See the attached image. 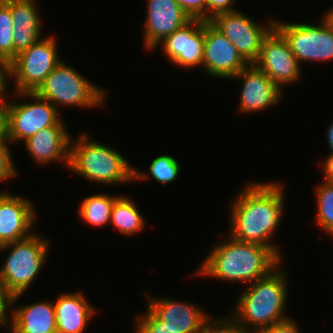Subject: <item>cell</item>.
<instances>
[{
	"instance_id": "6da1fadb",
	"label": "cell",
	"mask_w": 333,
	"mask_h": 333,
	"mask_svg": "<svg viewBox=\"0 0 333 333\" xmlns=\"http://www.w3.org/2000/svg\"><path fill=\"white\" fill-rule=\"evenodd\" d=\"M242 190L230 204L231 226L228 235L240 242L268 247L281 259L278 246L271 240L285 209L283 186L275 181L250 182Z\"/></svg>"
},
{
	"instance_id": "7a4b0ae2",
	"label": "cell",
	"mask_w": 333,
	"mask_h": 333,
	"mask_svg": "<svg viewBox=\"0 0 333 333\" xmlns=\"http://www.w3.org/2000/svg\"><path fill=\"white\" fill-rule=\"evenodd\" d=\"M194 275L226 280L248 282L267 276L281 262L270 248L257 243L240 242L228 235L216 244L203 260Z\"/></svg>"
},
{
	"instance_id": "3957f363",
	"label": "cell",
	"mask_w": 333,
	"mask_h": 333,
	"mask_svg": "<svg viewBox=\"0 0 333 333\" xmlns=\"http://www.w3.org/2000/svg\"><path fill=\"white\" fill-rule=\"evenodd\" d=\"M280 266L281 263L267 276L244 287L233 308L232 316L253 333L289 318L285 312L289 295L287 273Z\"/></svg>"
},
{
	"instance_id": "277c9868",
	"label": "cell",
	"mask_w": 333,
	"mask_h": 333,
	"mask_svg": "<svg viewBox=\"0 0 333 333\" xmlns=\"http://www.w3.org/2000/svg\"><path fill=\"white\" fill-rule=\"evenodd\" d=\"M71 139L68 169L84 179L101 185L133 181L134 167L112 147L90 139L87 133Z\"/></svg>"
},
{
	"instance_id": "5b68a950",
	"label": "cell",
	"mask_w": 333,
	"mask_h": 333,
	"mask_svg": "<svg viewBox=\"0 0 333 333\" xmlns=\"http://www.w3.org/2000/svg\"><path fill=\"white\" fill-rule=\"evenodd\" d=\"M49 241L33 233L29 237L0 246L11 249L0 267V279L14 296L12 304L23 296L41 271L49 252Z\"/></svg>"
},
{
	"instance_id": "8992f818",
	"label": "cell",
	"mask_w": 333,
	"mask_h": 333,
	"mask_svg": "<svg viewBox=\"0 0 333 333\" xmlns=\"http://www.w3.org/2000/svg\"><path fill=\"white\" fill-rule=\"evenodd\" d=\"M49 100L58 110V105L80 108L103 106L105 91L98 87L75 68L61 61L35 91Z\"/></svg>"
},
{
	"instance_id": "52a82bcc",
	"label": "cell",
	"mask_w": 333,
	"mask_h": 333,
	"mask_svg": "<svg viewBox=\"0 0 333 333\" xmlns=\"http://www.w3.org/2000/svg\"><path fill=\"white\" fill-rule=\"evenodd\" d=\"M12 96L33 101H9L6 110V137L13 145L24 142L41 129L55 125L62 114L49 100L36 92H14Z\"/></svg>"
},
{
	"instance_id": "ba28073f",
	"label": "cell",
	"mask_w": 333,
	"mask_h": 333,
	"mask_svg": "<svg viewBox=\"0 0 333 333\" xmlns=\"http://www.w3.org/2000/svg\"><path fill=\"white\" fill-rule=\"evenodd\" d=\"M56 41L54 35L45 36L9 63L10 77L15 81L13 92H35L62 61Z\"/></svg>"
},
{
	"instance_id": "9c48e42d",
	"label": "cell",
	"mask_w": 333,
	"mask_h": 333,
	"mask_svg": "<svg viewBox=\"0 0 333 333\" xmlns=\"http://www.w3.org/2000/svg\"><path fill=\"white\" fill-rule=\"evenodd\" d=\"M274 28L287 41L299 64L333 60V33L323 19L317 25L275 20Z\"/></svg>"
},
{
	"instance_id": "30bf717a",
	"label": "cell",
	"mask_w": 333,
	"mask_h": 333,
	"mask_svg": "<svg viewBox=\"0 0 333 333\" xmlns=\"http://www.w3.org/2000/svg\"><path fill=\"white\" fill-rule=\"evenodd\" d=\"M210 22L230 40L248 64H253L258 58L264 38L274 28L275 19H269L267 25L263 26L236 10L219 13Z\"/></svg>"
},
{
	"instance_id": "8fae6325",
	"label": "cell",
	"mask_w": 333,
	"mask_h": 333,
	"mask_svg": "<svg viewBox=\"0 0 333 333\" xmlns=\"http://www.w3.org/2000/svg\"><path fill=\"white\" fill-rule=\"evenodd\" d=\"M283 91V86L300 79L301 65L284 37L273 28L264 38L257 60L253 63Z\"/></svg>"
},
{
	"instance_id": "7c38bea8",
	"label": "cell",
	"mask_w": 333,
	"mask_h": 333,
	"mask_svg": "<svg viewBox=\"0 0 333 333\" xmlns=\"http://www.w3.org/2000/svg\"><path fill=\"white\" fill-rule=\"evenodd\" d=\"M247 65L230 40L210 21H205L202 69L212 77L231 79Z\"/></svg>"
},
{
	"instance_id": "4fadbf2b",
	"label": "cell",
	"mask_w": 333,
	"mask_h": 333,
	"mask_svg": "<svg viewBox=\"0 0 333 333\" xmlns=\"http://www.w3.org/2000/svg\"><path fill=\"white\" fill-rule=\"evenodd\" d=\"M204 22V20L191 19L158 43L162 45L165 55L172 64L183 68L202 67Z\"/></svg>"
},
{
	"instance_id": "5bb4252c",
	"label": "cell",
	"mask_w": 333,
	"mask_h": 333,
	"mask_svg": "<svg viewBox=\"0 0 333 333\" xmlns=\"http://www.w3.org/2000/svg\"><path fill=\"white\" fill-rule=\"evenodd\" d=\"M231 79L241 80L239 111L254 113L279 104L283 91L254 64H248ZM243 79V80H242Z\"/></svg>"
},
{
	"instance_id": "9a60e30c",
	"label": "cell",
	"mask_w": 333,
	"mask_h": 333,
	"mask_svg": "<svg viewBox=\"0 0 333 333\" xmlns=\"http://www.w3.org/2000/svg\"><path fill=\"white\" fill-rule=\"evenodd\" d=\"M34 210V205L23 195L0 191V246L34 233L31 227L38 217Z\"/></svg>"
},
{
	"instance_id": "2e32d148",
	"label": "cell",
	"mask_w": 333,
	"mask_h": 333,
	"mask_svg": "<svg viewBox=\"0 0 333 333\" xmlns=\"http://www.w3.org/2000/svg\"><path fill=\"white\" fill-rule=\"evenodd\" d=\"M146 5L143 39L150 51L155 50L159 42L191 20L176 0H148Z\"/></svg>"
},
{
	"instance_id": "e0dca14e",
	"label": "cell",
	"mask_w": 333,
	"mask_h": 333,
	"mask_svg": "<svg viewBox=\"0 0 333 333\" xmlns=\"http://www.w3.org/2000/svg\"><path fill=\"white\" fill-rule=\"evenodd\" d=\"M61 118L55 125L41 129L24 141V147L39 165L61 161L69 167L71 135Z\"/></svg>"
},
{
	"instance_id": "ac0fdd59",
	"label": "cell",
	"mask_w": 333,
	"mask_h": 333,
	"mask_svg": "<svg viewBox=\"0 0 333 333\" xmlns=\"http://www.w3.org/2000/svg\"><path fill=\"white\" fill-rule=\"evenodd\" d=\"M148 309L161 321L165 326L179 333H198L201 326L210 315L204 313L201 307L175 301L170 298L152 297L146 293Z\"/></svg>"
},
{
	"instance_id": "d6986e66",
	"label": "cell",
	"mask_w": 333,
	"mask_h": 333,
	"mask_svg": "<svg viewBox=\"0 0 333 333\" xmlns=\"http://www.w3.org/2000/svg\"><path fill=\"white\" fill-rule=\"evenodd\" d=\"M57 333H84L95 308L81 292L63 293L54 302Z\"/></svg>"
},
{
	"instance_id": "ffe728a7",
	"label": "cell",
	"mask_w": 333,
	"mask_h": 333,
	"mask_svg": "<svg viewBox=\"0 0 333 333\" xmlns=\"http://www.w3.org/2000/svg\"><path fill=\"white\" fill-rule=\"evenodd\" d=\"M36 0H10L13 21L14 58L40 40L42 23L35 5Z\"/></svg>"
},
{
	"instance_id": "44dd1931",
	"label": "cell",
	"mask_w": 333,
	"mask_h": 333,
	"mask_svg": "<svg viewBox=\"0 0 333 333\" xmlns=\"http://www.w3.org/2000/svg\"><path fill=\"white\" fill-rule=\"evenodd\" d=\"M11 313V333H57L54 301L25 304Z\"/></svg>"
},
{
	"instance_id": "7402d4cb",
	"label": "cell",
	"mask_w": 333,
	"mask_h": 333,
	"mask_svg": "<svg viewBox=\"0 0 333 333\" xmlns=\"http://www.w3.org/2000/svg\"><path fill=\"white\" fill-rule=\"evenodd\" d=\"M143 215L138 210L131 198L119 196L111 209L110 224L122 235H136L145 224Z\"/></svg>"
},
{
	"instance_id": "603a6c76",
	"label": "cell",
	"mask_w": 333,
	"mask_h": 333,
	"mask_svg": "<svg viewBox=\"0 0 333 333\" xmlns=\"http://www.w3.org/2000/svg\"><path fill=\"white\" fill-rule=\"evenodd\" d=\"M119 196L95 194L81 200L78 215L90 226L100 227L110 224L111 209Z\"/></svg>"
},
{
	"instance_id": "cb8c5ba5",
	"label": "cell",
	"mask_w": 333,
	"mask_h": 333,
	"mask_svg": "<svg viewBox=\"0 0 333 333\" xmlns=\"http://www.w3.org/2000/svg\"><path fill=\"white\" fill-rule=\"evenodd\" d=\"M148 173L134 167L133 179H155L160 184H169L177 179L180 172L179 162L170 155H159L150 162ZM151 175V176H150Z\"/></svg>"
},
{
	"instance_id": "d4e9b609",
	"label": "cell",
	"mask_w": 333,
	"mask_h": 333,
	"mask_svg": "<svg viewBox=\"0 0 333 333\" xmlns=\"http://www.w3.org/2000/svg\"><path fill=\"white\" fill-rule=\"evenodd\" d=\"M315 189L316 221L318 226L329 234L333 230V183L322 181Z\"/></svg>"
},
{
	"instance_id": "484cf974",
	"label": "cell",
	"mask_w": 333,
	"mask_h": 333,
	"mask_svg": "<svg viewBox=\"0 0 333 333\" xmlns=\"http://www.w3.org/2000/svg\"><path fill=\"white\" fill-rule=\"evenodd\" d=\"M13 26L10 0H0V61L8 64L14 59Z\"/></svg>"
},
{
	"instance_id": "4316f807",
	"label": "cell",
	"mask_w": 333,
	"mask_h": 333,
	"mask_svg": "<svg viewBox=\"0 0 333 333\" xmlns=\"http://www.w3.org/2000/svg\"><path fill=\"white\" fill-rule=\"evenodd\" d=\"M230 318V319H229ZM215 320V321H214ZM198 333H253L241 325L232 315L226 318L208 317Z\"/></svg>"
},
{
	"instance_id": "83f0119b",
	"label": "cell",
	"mask_w": 333,
	"mask_h": 333,
	"mask_svg": "<svg viewBox=\"0 0 333 333\" xmlns=\"http://www.w3.org/2000/svg\"><path fill=\"white\" fill-rule=\"evenodd\" d=\"M135 320V333H179L165 326L148 308L146 313L136 315Z\"/></svg>"
},
{
	"instance_id": "f1b7e54d",
	"label": "cell",
	"mask_w": 333,
	"mask_h": 333,
	"mask_svg": "<svg viewBox=\"0 0 333 333\" xmlns=\"http://www.w3.org/2000/svg\"><path fill=\"white\" fill-rule=\"evenodd\" d=\"M10 144L6 136H0V182H8L9 179L18 175L12 160Z\"/></svg>"
},
{
	"instance_id": "f546056e",
	"label": "cell",
	"mask_w": 333,
	"mask_h": 333,
	"mask_svg": "<svg viewBox=\"0 0 333 333\" xmlns=\"http://www.w3.org/2000/svg\"><path fill=\"white\" fill-rule=\"evenodd\" d=\"M191 19L207 21V0H176Z\"/></svg>"
},
{
	"instance_id": "4dcf8cb0",
	"label": "cell",
	"mask_w": 333,
	"mask_h": 333,
	"mask_svg": "<svg viewBox=\"0 0 333 333\" xmlns=\"http://www.w3.org/2000/svg\"><path fill=\"white\" fill-rule=\"evenodd\" d=\"M13 295L6 288V285L0 279V326L9 328L11 319L8 318L7 308L12 306Z\"/></svg>"
},
{
	"instance_id": "1f68e13d",
	"label": "cell",
	"mask_w": 333,
	"mask_h": 333,
	"mask_svg": "<svg viewBox=\"0 0 333 333\" xmlns=\"http://www.w3.org/2000/svg\"><path fill=\"white\" fill-rule=\"evenodd\" d=\"M235 0H207V21H210L215 15L219 13L236 11L232 8Z\"/></svg>"
},
{
	"instance_id": "d6a6232c",
	"label": "cell",
	"mask_w": 333,
	"mask_h": 333,
	"mask_svg": "<svg viewBox=\"0 0 333 333\" xmlns=\"http://www.w3.org/2000/svg\"><path fill=\"white\" fill-rule=\"evenodd\" d=\"M296 324L295 320L288 318L268 328L262 329L257 333H300L298 325Z\"/></svg>"
},
{
	"instance_id": "836d02e7",
	"label": "cell",
	"mask_w": 333,
	"mask_h": 333,
	"mask_svg": "<svg viewBox=\"0 0 333 333\" xmlns=\"http://www.w3.org/2000/svg\"><path fill=\"white\" fill-rule=\"evenodd\" d=\"M10 66L8 63L0 61V105H8L9 100L7 101L5 97L7 90V79H10Z\"/></svg>"
},
{
	"instance_id": "e575fe53",
	"label": "cell",
	"mask_w": 333,
	"mask_h": 333,
	"mask_svg": "<svg viewBox=\"0 0 333 333\" xmlns=\"http://www.w3.org/2000/svg\"><path fill=\"white\" fill-rule=\"evenodd\" d=\"M324 181L333 183V153H329L326 156L325 161L322 165Z\"/></svg>"
},
{
	"instance_id": "d590c367",
	"label": "cell",
	"mask_w": 333,
	"mask_h": 333,
	"mask_svg": "<svg viewBox=\"0 0 333 333\" xmlns=\"http://www.w3.org/2000/svg\"><path fill=\"white\" fill-rule=\"evenodd\" d=\"M8 105H0V136H6V110Z\"/></svg>"
},
{
	"instance_id": "8d00e7d4",
	"label": "cell",
	"mask_w": 333,
	"mask_h": 333,
	"mask_svg": "<svg viewBox=\"0 0 333 333\" xmlns=\"http://www.w3.org/2000/svg\"><path fill=\"white\" fill-rule=\"evenodd\" d=\"M322 19L329 26V28L331 29V31L333 33V8H331L327 12H325Z\"/></svg>"
},
{
	"instance_id": "74e56055",
	"label": "cell",
	"mask_w": 333,
	"mask_h": 333,
	"mask_svg": "<svg viewBox=\"0 0 333 333\" xmlns=\"http://www.w3.org/2000/svg\"><path fill=\"white\" fill-rule=\"evenodd\" d=\"M327 142H328V146L330 148V153H333V121L332 123H330V126H328V130H327Z\"/></svg>"
},
{
	"instance_id": "f35d334b",
	"label": "cell",
	"mask_w": 333,
	"mask_h": 333,
	"mask_svg": "<svg viewBox=\"0 0 333 333\" xmlns=\"http://www.w3.org/2000/svg\"><path fill=\"white\" fill-rule=\"evenodd\" d=\"M329 234L331 235V237H333V230Z\"/></svg>"
}]
</instances>
